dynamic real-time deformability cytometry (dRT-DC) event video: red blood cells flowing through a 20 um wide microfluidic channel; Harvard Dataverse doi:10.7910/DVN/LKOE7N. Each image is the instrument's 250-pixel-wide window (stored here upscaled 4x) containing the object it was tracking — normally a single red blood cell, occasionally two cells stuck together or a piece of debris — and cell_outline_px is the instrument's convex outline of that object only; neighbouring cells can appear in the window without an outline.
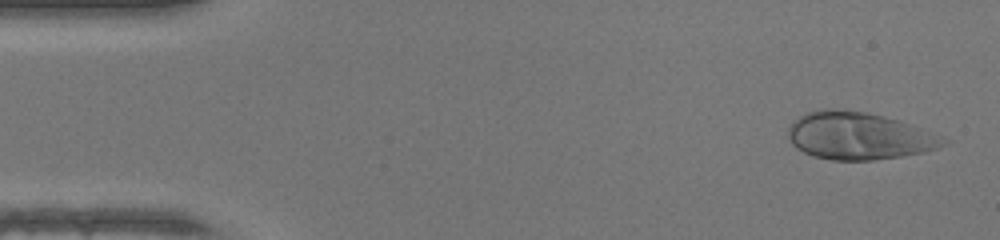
{"species": "human", "species_latin": "Homo sapiens", "temperature_condition": "warm", "stored_images_in_passage": 47, "camera_frame_rate_fps": 3000, "um_per_image_px": 0.085, "donor": {"sex": "female"}, "frame": {"image": 1, "passage_image": 2, "time_ms": 0.333, "image_size_px": [1000, 240], "cell_outline_px": [[952, 140], [948, 144], [924, 152], [900, 156], [872, 160], [832, 160], [812, 156], [796, 148], [792, 144], [788, 136], [788, 128], [800, 116], [808, 112], [820, 108], [836, 108], [868, 112], [900, 120]], "centroid_in_image_um": [73.01, 11.54], "position_along_channel_um": 12.0, "area_um2": 43.06}}
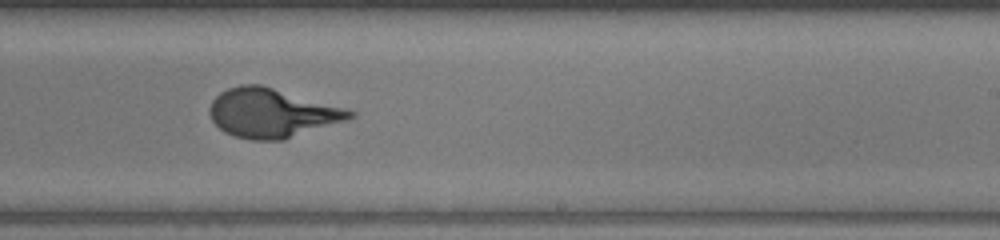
{"frame": {"image": 2, "passage_image": 28, "time_ms": 9.0, "image_size_px": [1000, 240], "cell_outline_px": [[356, 116], [348, 120], [284, 140], [252, 140], [236, 136], [224, 132], [212, 120], [208, 112], [208, 108], [212, 100], [220, 92], [228, 88], [240, 84], [260, 84], [344, 108], [356, 112]], "centroid_in_image_um": [23.09, 9.61], "position_along_channel_um": 265.9, "area_um2": 40.0}}
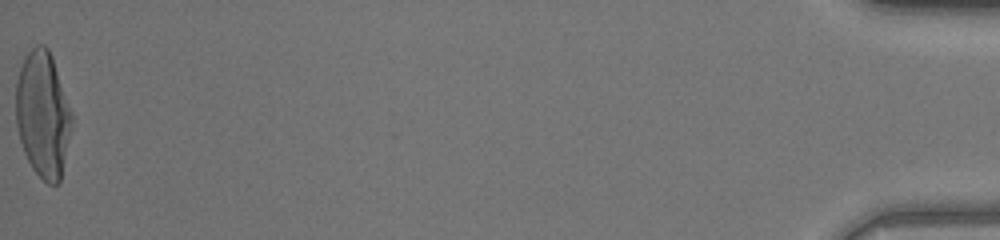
{"frame": {"image": 3, "passage_image": 47, "time_ms": 15.333, "image_size_px": [1000, 240], "cell_outline_px": [[72, 124], [60, 180], [56, 184], [48, 184], [32, 168], [24, 152], [20, 140], [16, 124], [16, 80], [20, 68], [28, 52], [36, 44], [44, 44], [48, 48], [52, 56], [72, 112]], "centroid_in_image_um": [3.64, 9.7], "position_along_channel_um": 431.6, "area_um2": 40.81}}